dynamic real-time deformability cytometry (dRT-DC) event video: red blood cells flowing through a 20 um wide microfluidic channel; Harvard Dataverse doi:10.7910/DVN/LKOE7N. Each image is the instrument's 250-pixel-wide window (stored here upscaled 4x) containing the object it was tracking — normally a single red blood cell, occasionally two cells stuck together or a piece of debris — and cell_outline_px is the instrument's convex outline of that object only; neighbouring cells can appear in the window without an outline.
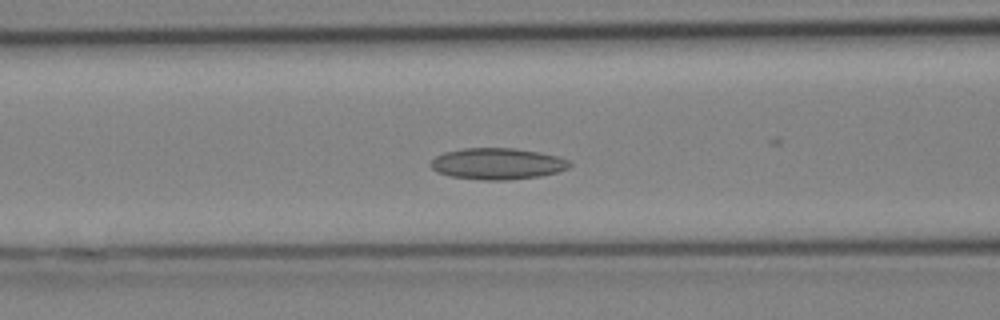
{"species": "Egyptian fruit bat (a non-hibernating species)", "species_latin": "Rousettus aegyptiacus", "temperature_condition": "cold", "stored_images_in_passage": 24, "camera_frame_rate_fps": 3000, "um_per_image_px": 0.085, "animal": {"sex": "female"}, "frame": {"image": 1, "passage_image": 4, "time_ms": 1.0, "image_size_px": [1000, 320], "cell_outline_px": [[572, 164], [568, 168], [556, 172], [540, 176], [508, 180], [484, 180], [452, 176], [436, 172], [428, 164], [436, 156], [444, 152], [464, 148], [516, 148], [540, 152], [572, 160]], "centroid_in_image_um": [42.29, 13.91], "position_along_channel_um": 124.3, "area_um2": 25.49}}
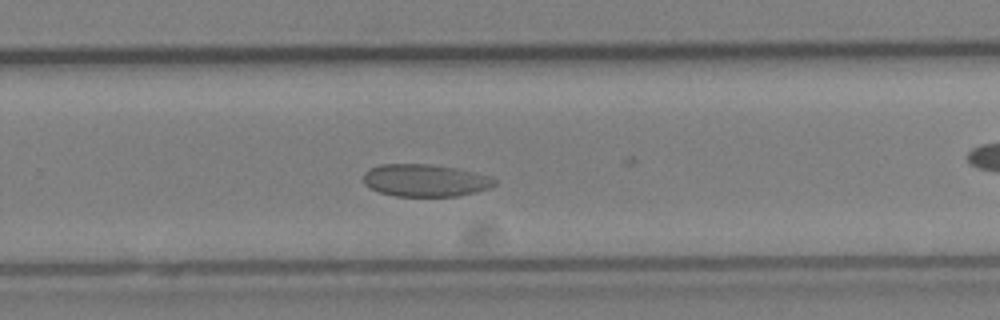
{"frame": {"image": 2, "passage_image": 12, "time_ms": 3.667, "image_size_px": [1000, 320], "cell_outline_px": [[496, 184], [488, 188], [456, 196], [396, 196], [380, 192], [364, 184], [364, 172], [368, 168], [380, 164], [428, 164], [456, 168], [476, 172], [488, 176], [496, 180]], "centroid_in_image_um": [36.11, 15.32], "position_along_channel_um": 293.7, "area_um2": 24.57}}
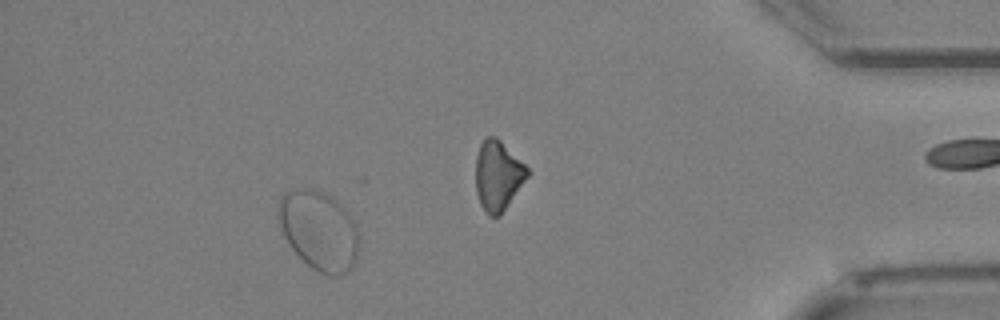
{"frame": {"image": 3, "passage_image": 20, "time_ms": 6.333, "image_size_px": [1000, 320], "cell_outline_px": [[356, 260], [352, 268], [348, 272], [340, 276], [328, 276], [312, 268], [292, 248], [284, 236], [276, 216], [276, 208], [280, 196], [284, 192], [296, 188], [316, 188], [324, 192], [336, 200], [344, 208], [356, 224]], "centroid_in_image_um": [27.06, 19.55], "position_along_channel_um": 408.1, "area_um2": 37.4}}